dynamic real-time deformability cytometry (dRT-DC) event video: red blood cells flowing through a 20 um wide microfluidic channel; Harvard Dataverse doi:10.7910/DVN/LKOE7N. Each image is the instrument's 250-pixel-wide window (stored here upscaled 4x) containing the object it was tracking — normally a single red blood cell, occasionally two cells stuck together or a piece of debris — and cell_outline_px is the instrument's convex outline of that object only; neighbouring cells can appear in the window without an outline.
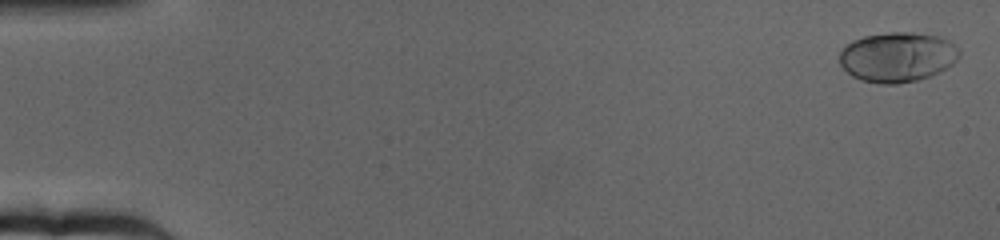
{"species": "human", "species_latin": "Homo sapiens", "temperature_condition": "cold", "stored_images_in_passage": 65, "camera_frame_rate_fps": 3000, "um_per_image_px": 0.085, "donor": {"sex": "female"}, "frame": {"image": 1, "passage_image": 2, "time_ms": 0.333, "image_size_px": [1000, 240], "cell_outline_px": [[960, 56], [948, 68], [940, 72], [916, 80], [896, 84], [880, 84], [860, 80], [852, 76], [840, 64], [840, 52], [852, 40], [864, 36], [888, 32], [912, 32], [940, 36], [948, 40], [960, 52]], "centroid_in_image_um": [76.28, 4.85], "position_along_channel_um": 8.7, "area_um2": 34.8}}
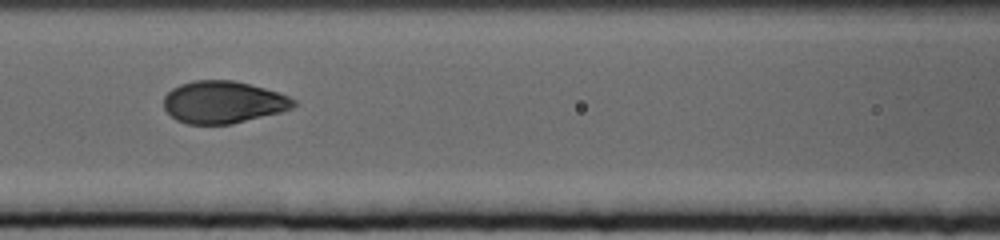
{"frame": {"image": 2, "passage_image": 30, "time_ms": 9.667, "image_size_px": [1000, 240], "cell_outline_px": [[296, 104], [292, 108], [280, 112], [232, 124], [188, 124], [176, 120], [164, 108], [164, 96], [172, 88], [180, 84], [192, 80], [232, 80], [264, 88], [288, 96], [296, 100]], "centroid_in_image_um": [18.95, 8.68], "position_along_channel_um": 147.7, "area_um2": 31.85}}
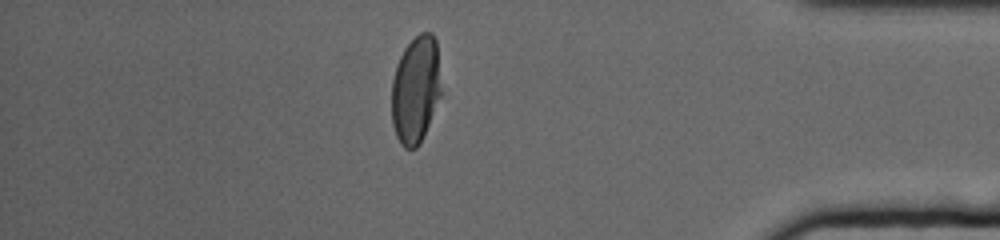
{"frame": {"image": 3, "passage_image": 57, "time_ms": 18.667, "image_size_px": [1000, 240], "cell_outline_px": [[440, 96], [420, 144], [416, 148], [404, 148], [400, 144], [396, 136], [392, 124], [392, 80], [396, 64], [404, 48], [420, 32], [432, 32], [436, 40], [440, 88]], "centroid_in_image_um": [35.3, 7.62], "position_along_channel_um": 399.9, "area_um2": 30.81}, "authors_computed_cell_mechanics": {"area_um2": 32.657, "velocity_mm_per_s": 3.1517, "shape_relaxation_time_tau1_ms": 3.5343, "shape_relaxation_time_tau2_ms": null, "deformation_change_tau1": 0.181, "deformation_change_tau2": null}}